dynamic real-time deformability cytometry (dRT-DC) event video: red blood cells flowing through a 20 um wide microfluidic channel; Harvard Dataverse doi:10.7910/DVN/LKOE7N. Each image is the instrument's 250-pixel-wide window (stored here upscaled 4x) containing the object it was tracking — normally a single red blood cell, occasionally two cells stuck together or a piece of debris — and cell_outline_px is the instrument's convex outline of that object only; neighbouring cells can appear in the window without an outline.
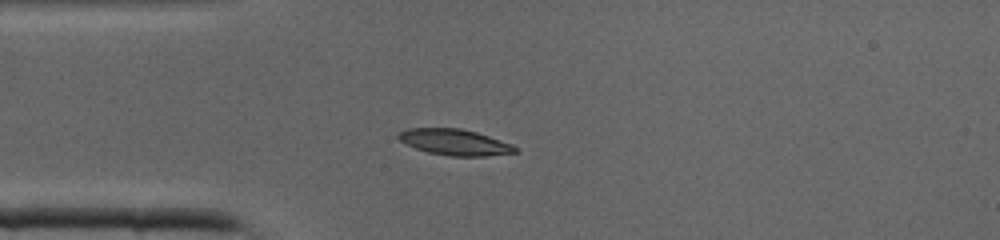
{"species": "common noctule bat (a hibernating species)", "species_latin": "Nyctalus noctula", "temperature_condition": "cold", "stored_images_in_passage": 39, "camera_frame_rate_fps": 3000, "um_per_image_px": 0.085, "animal": {"sex": "male", "body_mass_g": 19.0, "forearm_length_mm": 50.8}, "frame": {"image": 1, "passage_image": 9, "time_ms": 2.667, "image_size_px": [1000, 240], "cell_outline_px": [[520, 152], [488, 156], [448, 156], [428, 152], [416, 148], [400, 140], [396, 136], [396, 132], [408, 128], [460, 128], [476, 132], [512, 144], [520, 148]], "centroid_in_image_um": [38.68, 12.09], "position_along_channel_um": 46.3, "area_um2": 17.86}}
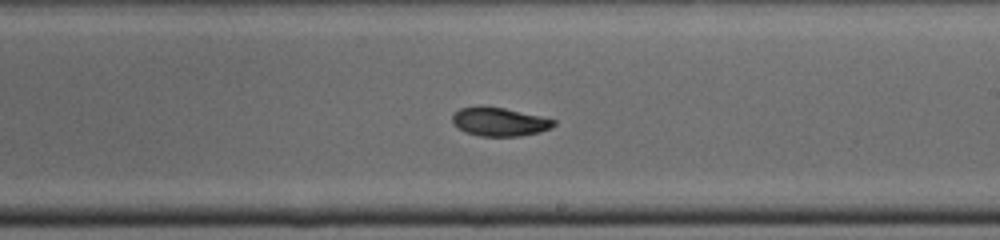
{"frame": {"image": 2, "passage_image": 22, "time_ms": 7.0, "image_size_px": [1000, 240], "cell_outline_px": [[556, 124], [540, 132], [520, 136], [480, 136], [464, 132], [452, 124], [452, 116], [460, 108], [480, 104], [504, 108], [540, 116], [556, 120]], "centroid_in_image_um": [42.4, 10.33], "position_along_channel_um": 246.6, "area_um2": 17.11}}
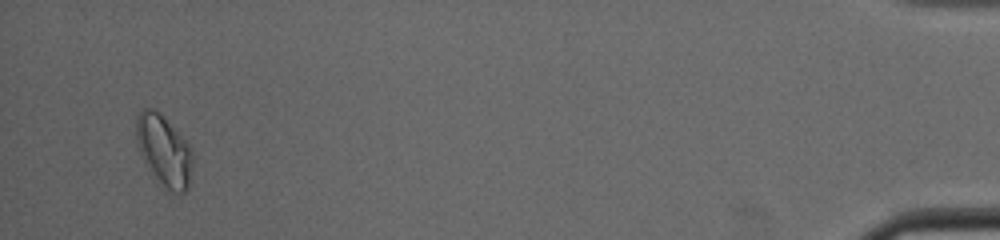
{"frame": {"image": 3, "passage_image": 38, "time_ms": 12.333, "image_size_px": [1000, 240], "cell_outline_px": [[192, 160], [188, 188], [184, 192], [172, 192], [152, 176], [144, 164], [136, 144], [136, 116], [140, 108], [152, 108], [160, 112], [164, 116], [192, 148]], "centroid_in_image_um": [13.89, 12.76], "position_along_channel_um": 421.3, "area_um2": 23.52}}